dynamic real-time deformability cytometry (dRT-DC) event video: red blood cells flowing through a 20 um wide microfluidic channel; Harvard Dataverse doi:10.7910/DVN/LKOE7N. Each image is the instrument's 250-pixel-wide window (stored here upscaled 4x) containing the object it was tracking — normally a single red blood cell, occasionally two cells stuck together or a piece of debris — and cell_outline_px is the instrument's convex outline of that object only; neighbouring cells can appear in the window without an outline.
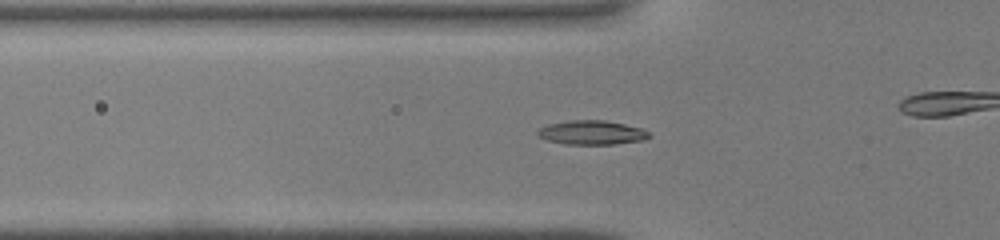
{"species": "common noctule bat (a hibernating species)", "species_latin": "Nyctalus noctula", "temperature_condition": "warm", "stored_images_in_passage": 34, "camera_frame_rate_fps": 3000, "um_per_image_px": 0.085, "animal": {"sex": "male", "body_mass_g": 19.0, "forearm_length_mm": 50.8}, "frame": {"image": 1, "passage_image": 4, "time_ms": 1.0, "image_size_px": [1000, 240], "cell_outline_px": [[652, 136], [644, 140], [616, 144], [564, 144], [548, 140], [536, 136], [536, 132], [540, 128], [548, 124], [568, 120], [604, 120], [644, 128]], "centroid_in_image_um": [50.31, 11.27], "position_along_channel_um": 75.5, "area_um2": 15.84}}
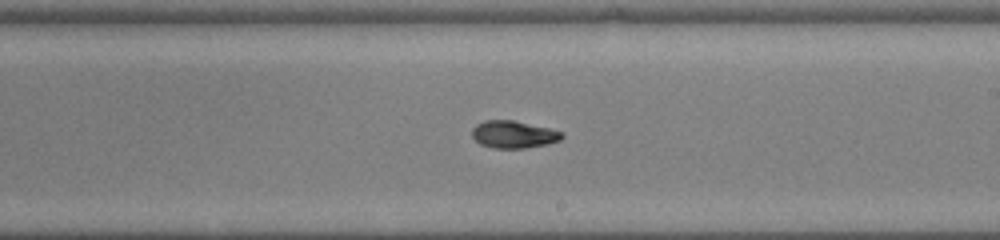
{"frame": {"image": 2, "passage_image": 15, "time_ms": 4.667, "image_size_px": [1000, 240], "cell_outline_px": [[564, 136], [560, 140], [548, 144], [524, 148], [492, 148], [480, 144], [472, 136], [472, 128], [476, 124], [484, 120], [512, 120], [548, 128], [564, 132]], "centroid_in_image_um": [43.65, 11.43], "position_along_channel_um": 245.4, "area_um2": 14.33}}
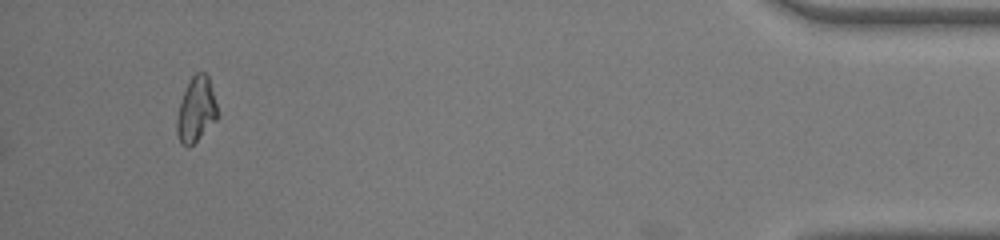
{"frame": {"image": 3, "passage_image": 34, "time_ms": 11.0, "image_size_px": [1000, 240], "cell_outline_px": [[220, 116], [188, 148], [180, 144], [176, 132], [176, 116], [180, 100], [192, 76], [196, 72], [204, 72], [208, 76]], "centroid_in_image_um": [16.66, 9.34], "position_along_channel_um": 418.5, "area_um2": 15.43}}